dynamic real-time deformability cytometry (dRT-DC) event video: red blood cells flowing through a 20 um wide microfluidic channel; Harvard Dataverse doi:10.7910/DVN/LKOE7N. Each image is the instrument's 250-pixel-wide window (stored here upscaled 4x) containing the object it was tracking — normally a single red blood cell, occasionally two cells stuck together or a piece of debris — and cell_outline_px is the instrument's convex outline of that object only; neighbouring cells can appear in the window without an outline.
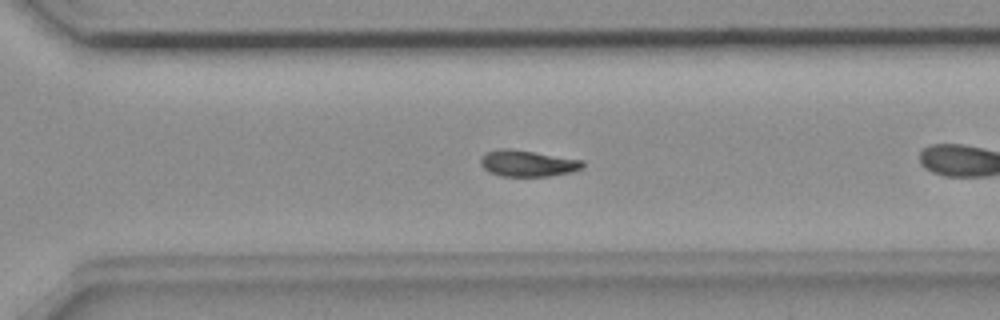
{"species": "common noctule bat (a hibernating species)", "species_latin": "Nyctalus noctula", "temperature_condition": "room temperature", "stored_images_in_passage": 42, "camera_frame_rate_fps": 3000, "um_per_image_px": 0.085, "animal": {"sex": "female", "body_mass_g": 18.4}, "frame": {"image": 1, "passage_image": 24, "time_ms": 7.667, "image_size_px": [1000, 320], "cell_outline_px": [[584, 164], [580, 168], [572, 172], [548, 176], [500, 176], [488, 172], [480, 164], [480, 160], [488, 152], [500, 148], [512, 148], [584, 160]], "centroid_in_image_um": [44.84, 13.88], "position_along_channel_um": 325.8, "area_um2": 15.66}}
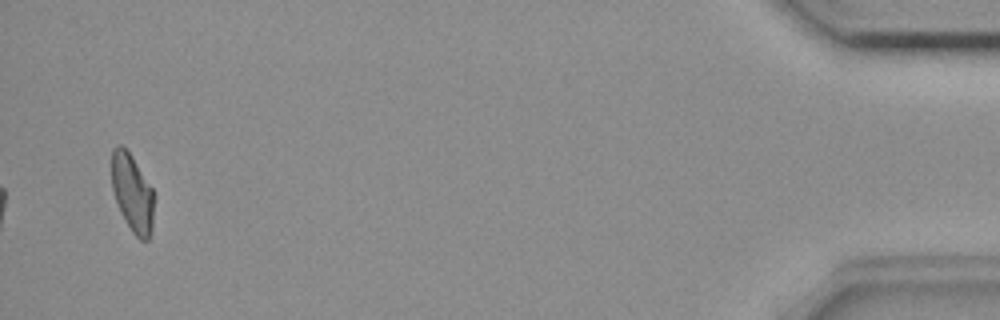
{"frame": {"image": 2, "passage_image": 42, "time_ms": 13.667, "image_size_px": [1000, 320], "cell_outline_px": [[152, 232], [148, 240], [140, 240], [132, 232], [124, 220], [120, 212], [112, 188], [112, 148], [116, 144], [120, 144], [132, 156], [152, 188]], "centroid_in_image_um": [11.22, 16.41], "position_along_channel_um": 424.0, "area_um2": 18.96}, "authors_computed_cell_mechanics": {"area_um2": 15.5771, "velocity_mm_per_s": 3.6668, "shape_relaxation_time_tau1_ms": null, "shape_relaxation_time_tau2_ms": 4.3492, "deformation_change_tau1": null, "deformation_change_tau2": 0.0947}}